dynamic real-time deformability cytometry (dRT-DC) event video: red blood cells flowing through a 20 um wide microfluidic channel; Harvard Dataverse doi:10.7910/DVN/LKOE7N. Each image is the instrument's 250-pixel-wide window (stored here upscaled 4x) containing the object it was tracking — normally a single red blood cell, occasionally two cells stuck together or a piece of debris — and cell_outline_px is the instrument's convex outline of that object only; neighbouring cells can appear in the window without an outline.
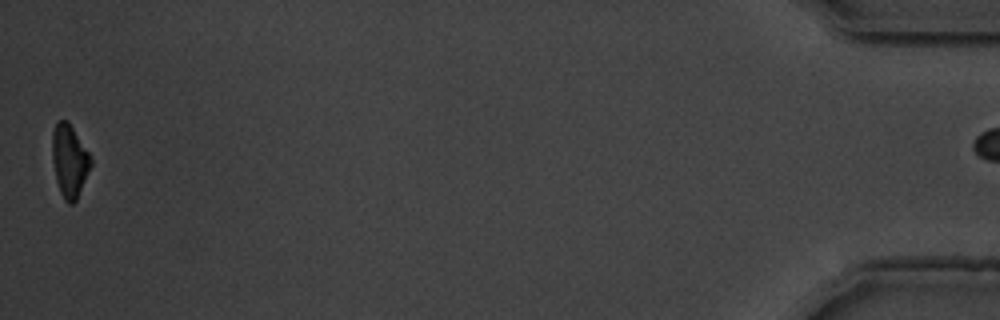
{"species": "common noctule bat (a hibernating species)", "species_latin": "Nyctalus noctula", "temperature_condition": "warm", "stored_images_in_passage": 41, "camera_frame_rate_fps": 3000, "um_per_image_px": 0.085, "animal": {"sex": "male", "body_mass_g": 19.5, "forearm_length_mm": 54.6}, "frame": {"image": 1, "passage_image": 41, "time_ms": 13.333, "image_size_px": [1000, 320], "cell_outline_px": [[92, 164], [76, 200], [72, 204], [68, 204], [64, 200], [60, 192], [56, 180], [52, 160], [52, 132], [56, 124], [60, 120], [68, 120], [88, 152], [92, 160]], "centroid_in_image_um": [5.89, 13.67], "position_along_channel_um": 429.3, "area_um2": 16.24}, "authors_computed_cell_mechanics": {"area_um2": 17.8024, "velocity_mm_per_s": 3.6145, "shape_relaxation_time_tau1_ms": 2.7173, "shape_relaxation_time_tau2_ms": 5.5297, "deformation_change_tau1": 0.1347, "deformation_change_tau2": 0.1089}}